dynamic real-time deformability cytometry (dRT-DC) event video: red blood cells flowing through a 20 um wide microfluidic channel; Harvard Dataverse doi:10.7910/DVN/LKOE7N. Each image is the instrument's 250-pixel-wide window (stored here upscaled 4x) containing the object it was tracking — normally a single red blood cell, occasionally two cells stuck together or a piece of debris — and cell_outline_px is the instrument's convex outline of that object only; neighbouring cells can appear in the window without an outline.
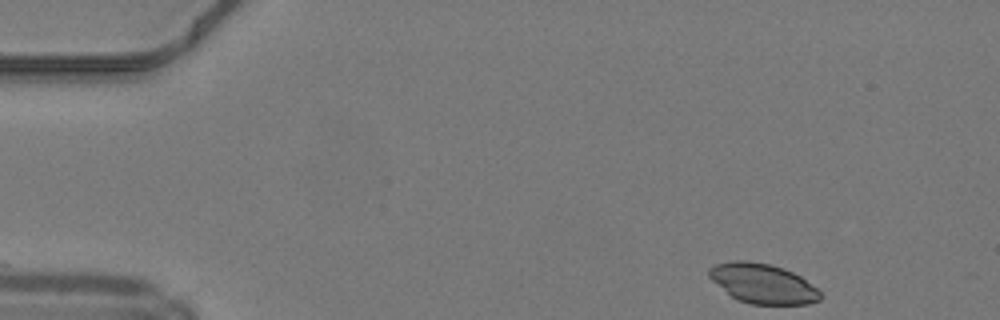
{"species": "common noctule bat (a hibernating species)", "species_latin": "Nyctalus noctula", "temperature_condition": "warm", "stored_images_in_passage": 40, "camera_frame_rate_fps": 3000, "um_per_image_px": 0.085, "animal": {"sex": "male", "body_mass_g": 19.2, "forearm_length_mm": 51.8}, "frame": {"image": 1, "passage_image": 1, "time_ms": 0.0, "image_size_px": [1000, 320], "cell_outline_px": [[824, 296], [820, 300], [808, 304], [748, 304], [736, 300], [712, 280], [708, 276], [708, 268], [716, 264], [732, 260], [748, 260], [768, 264], [784, 268], [800, 276], [816, 288]], "centroid_in_image_um": [64.83, 24.1], "position_along_channel_um": 20.2, "area_um2": 25.84}}
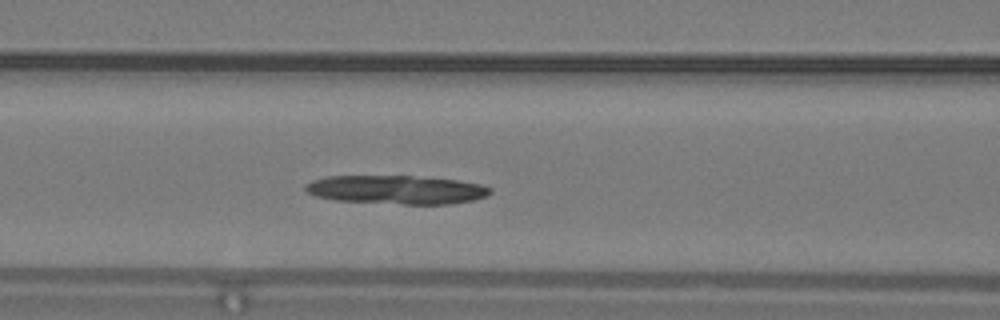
{"frame": {"image": 2, "passage_image": 16, "time_ms": 5.0, "image_size_px": [1000, 320], "cell_outline_px": [[492, 192], [484, 196], [472, 200], [452, 204], [404, 204], [336, 200], [316, 196], [308, 192], [304, 188], [304, 184], [312, 180], [328, 176], [412, 176], [456, 180], [480, 184], [492, 188]], "centroid_in_image_um": [33.68, 16.12], "position_along_channel_um": 132.9, "area_um2": 30.69}}
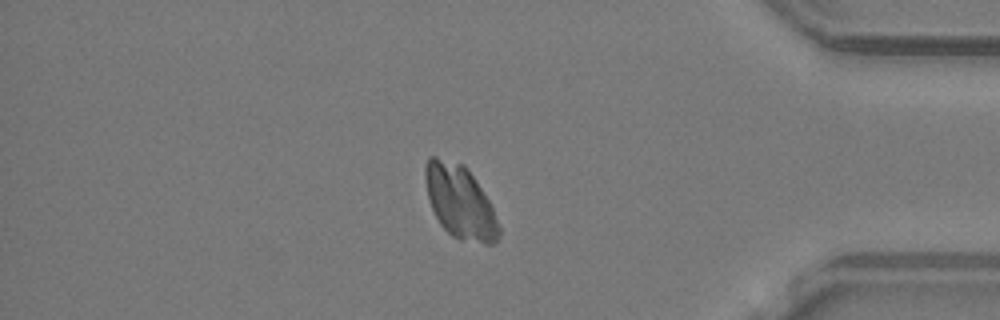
{"frame": {"image": 3, "passage_image": 37, "time_ms": 12.0, "image_size_px": [1000, 320], "cell_outline_px": [[500, 236], [492, 244], [484, 244], [460, 240], [452, 236], [440, 224], [432, 208], [428, 196], [424, 180], [424, 164], [428, 156], [436, 156], [464, 164], [468, 168], [488, 200], [492, 208], [500, 228]], "centroid_in_image_um": [39.07, 17.15], "position_along_channel_um": 396.1, "area_um2": 31.5}}